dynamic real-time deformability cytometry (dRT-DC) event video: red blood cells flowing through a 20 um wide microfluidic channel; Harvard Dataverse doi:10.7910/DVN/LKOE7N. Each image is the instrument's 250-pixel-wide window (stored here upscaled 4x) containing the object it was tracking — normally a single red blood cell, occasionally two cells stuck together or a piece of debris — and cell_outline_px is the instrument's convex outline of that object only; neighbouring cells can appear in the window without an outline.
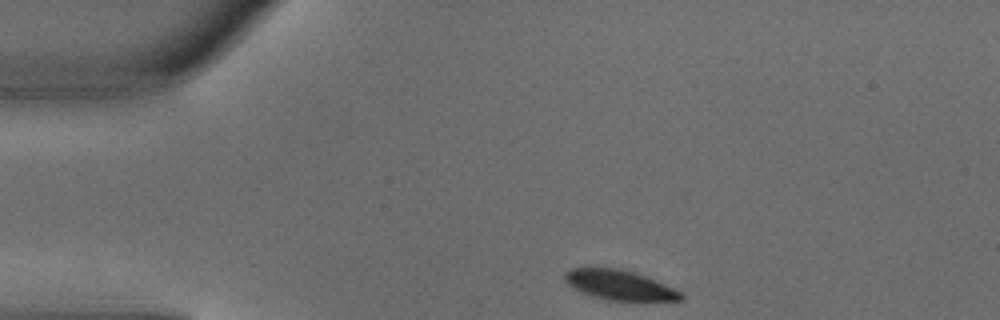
{"species": "common noctule bat (a hibernating species)", "species_latin": "Nyctalus noctula", "temperature_condition": "warm", "stored_images_in_passage": 2, "camera_frame_rate_fps": 3000, "um_per_image_px": 0.085, "animal": {"sex": "male", "body_mass_g": 18.8}, "frame": {"image": 1, "passage_image": 1, "time_ms": 0.0, "image_size_px": [1000, 320], "cell_outline_px": [[684, 300], [644, 304], [640, 304], [604, 300], [580, 292], [572, 288], [564, 280], [564, 272], [568, 268], [620, 268], [644, 276], [684, 292]], "centroid_in_image_um": [52.73, 24.31], "position_along_channel_um": 32.3, "area_um2": 21.39}}